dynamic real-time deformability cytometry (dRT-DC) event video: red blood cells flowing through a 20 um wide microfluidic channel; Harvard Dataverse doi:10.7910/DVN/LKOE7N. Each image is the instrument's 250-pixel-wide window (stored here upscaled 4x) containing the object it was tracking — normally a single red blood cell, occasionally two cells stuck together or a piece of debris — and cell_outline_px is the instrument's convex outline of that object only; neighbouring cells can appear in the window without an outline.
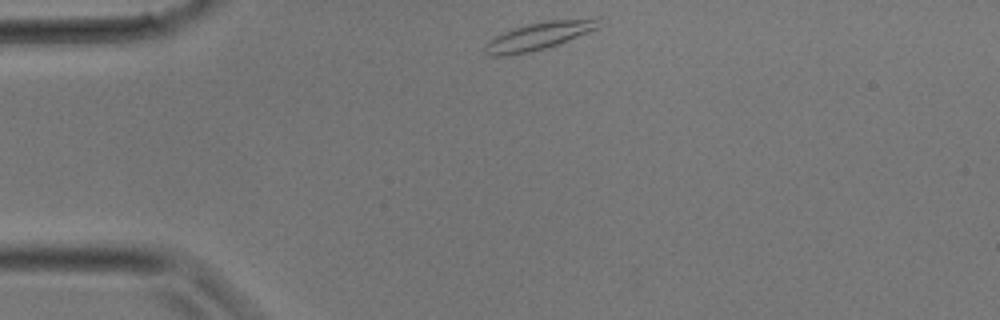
{"species": "common noctule bat (a hibernating species)", "species_latin": "Nyctalus noctula", "temperature_condition": "room temperature", "stored_images_in_passage": 26, "camera_frame_rate_fps": 3000, "um_per_image_px": 0.085, "animal": {"sex": "male", "body_mass_g": 17.9}, "frame": {"image": 1, "passage_image": 1, "time_ms": 0.0, "image_size_px": [1000, 320], "cell_outline_px": [[604, 24], [600, 28], [568, 40], [544, 48], [528, 52], [508, 56], [488, 56], [484, 52], [484, 44], [488, 40], [512, 28], [544, 20], [596, 16], [604, 16]], "centroid_in_image_um": [45.94, 3.0], "position_along_channel_um": 39.1, "area_um2": 19.13}}
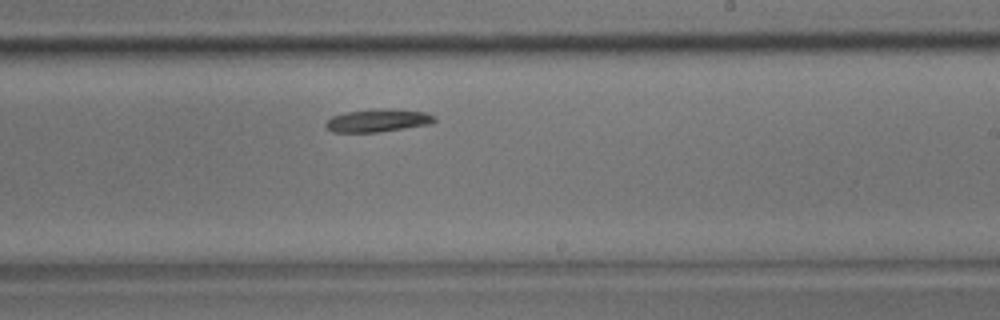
{"frame": {"image": 2, "passage_image": 13, "time_ms": 4.0, "image_size_px": [1000, 320], "cell_outline_px": [[436, 120], [432, 124], [376, 132], [332, 132], [324, 128], [324, 124], [332, 116], [348, 112], [372, 108], [388, 108], [424, 112], [436, 116]], "centroid_in_image_um": [32.11, 10.23], "position_along_channel_um": 256.9, "area_um2": 14.62}}
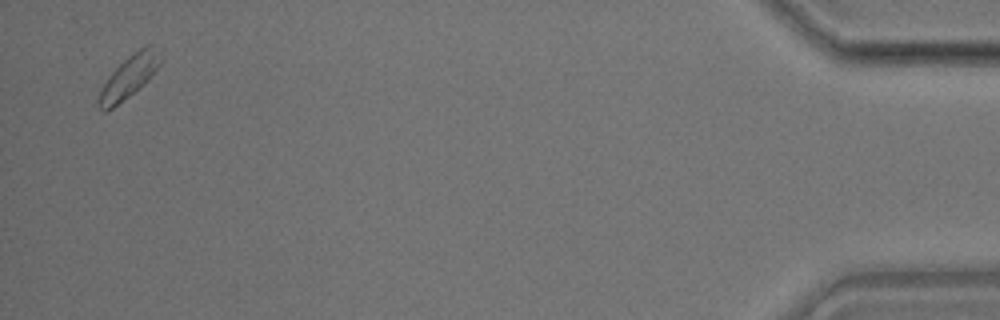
{"frame": {"image": 3, "passage_image": 25, "time_ms": 8.0, "image_size_px": [1000, 320], "cell_outline_px": [[160, 64], [128, 96], [112, 108], [104, 112], [100, 108], [96, 100], [100, 88], [108, 76], [128, 56], [140, 48], [148, 44], [152, 44], [160, 60]], "centroid_in_image_um": [10.85, 6.54], "position_along_channel_um": 424.4, "area_um2": 14.39}}